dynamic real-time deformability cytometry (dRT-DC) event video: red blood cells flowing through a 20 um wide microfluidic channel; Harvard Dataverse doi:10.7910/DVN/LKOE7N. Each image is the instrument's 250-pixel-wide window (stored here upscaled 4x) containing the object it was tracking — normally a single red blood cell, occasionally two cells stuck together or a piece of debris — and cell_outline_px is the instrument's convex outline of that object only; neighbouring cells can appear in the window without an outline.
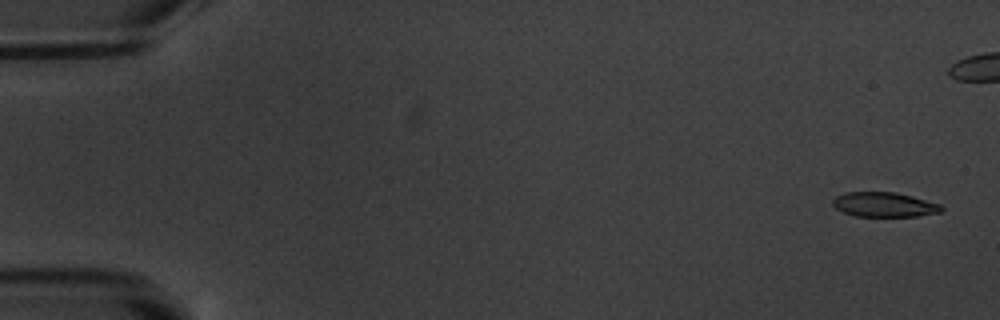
{"species": "common noctule bat (a hibernating species)", "species_latin": "Nyctalus noctula", "temperature_condition": "warm", "stored_images_in_passage": 3, "camera_frame_rate_fps": 3000, "um_per_image_px": 0.085, "animal": {"sex": "male", "body_mass_g": 20.1, "forearm_length_mm": 53.5}, "frame": {"image": 1, "passage_image": 1, "time_ms": 0.0, "image_size_px": [1000, 320], "cell_outline_px": [[944, 208], [940, 212], [920, 216], [856, 216], [844, 212], [836, 208], [832, 204], [832, 200], [836, 196], [844, 192], [896, 192], [912, 196], [940, 204]], "centroid_in_image_um": [75.16, 17.38], "position_along_channel_um": 9.8, "area_um2": 15.61}}